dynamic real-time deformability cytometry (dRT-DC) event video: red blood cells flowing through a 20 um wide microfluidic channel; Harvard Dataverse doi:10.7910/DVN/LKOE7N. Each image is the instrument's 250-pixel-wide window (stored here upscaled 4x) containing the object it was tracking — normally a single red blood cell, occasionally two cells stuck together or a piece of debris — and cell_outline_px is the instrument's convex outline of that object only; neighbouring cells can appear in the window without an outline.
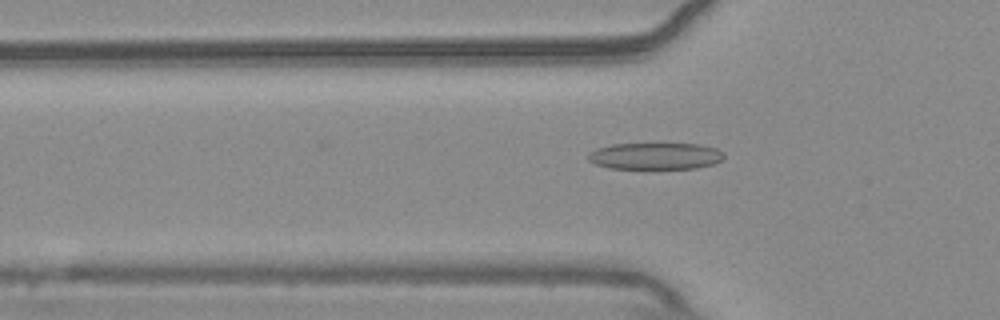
{"species": "common noctule bat (a hibernating species)", "species_latin": "Nyctalus noctula", "temperature_condition": "warm", "stored_images_in_passage": 51, "camera_frame_rate_fps": 3000, "um_per_image_px": 0.085, "animal": {"sex": "male", "body_mass_g": 20.4}, "frame": {"image": 1, "passage_image": 18, "time_ms": 5.667, "image_size_px": [1000, 320], "cell_outline_px": [[724, 156], [720, 160], [712, 164], [696, 168], [608, 168], [596, 164], [588, 160], [588, 152], [596, 148], [612, 144], [700, 144], [716, 148], [724, 152]], "centroid_in_image_um": [55.68, 13.25], "position_along_channel_um": 70.1, "area_um2": 21.04}}
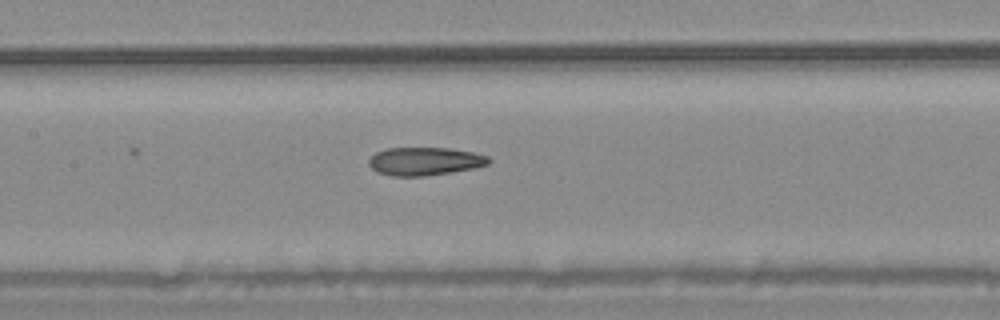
{"frame": {"image": 2, "passage_image": 26, "time_ms": 8.333, "image_size_px": [1000, 320], "cell_outline_px": [[492, 160], [488, 164], [472, 168], [452, 172], [424, 176], [392, 176], [376, 172], [368, 164], [368, 160], [376, 152], [388, 148], [452, 148], [472, 152], [488, 156]], "centroid_in_image_um": [36.09, 13.71], "position_along_channel_um": 171.3, "area_um2": 19.65}}
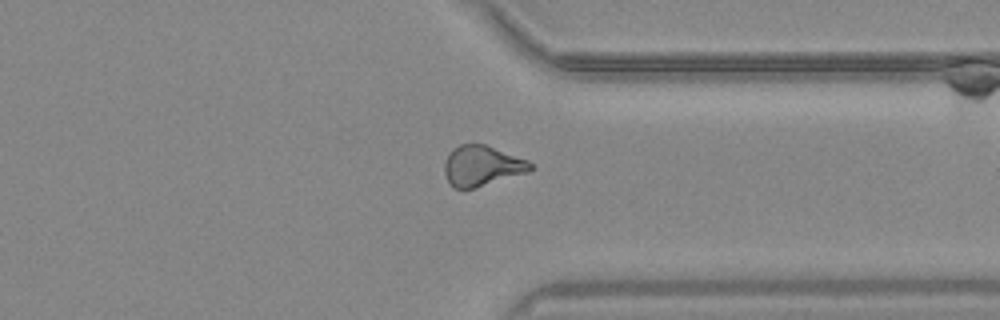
{"frame": {"image": 3, "passage_image": 42, "time_ms": 13.667, "image_size_px": [1000, 320], "cell_outline_px": [[536, 168], [528, 172], [476, 188], [456, 188], [448, 180], [444, 172], [444, 164], [448, 152], [452, 148], [460, 144], [484, 144], [528, 160]], "centroid_in_image_um": [40.97, 14.09], "position_along_channel_um": 370.4, "area_um2": 20.23}, "authors_computed_cell_mechanics": {"area_um2": 20.519, "velocity_mm_per_s": 3.7686, "shape_relaxation_time_tau1_ms": null, "shape_relaxation_time_tau2_ms": 2.9561, "deformation_change_tau1": null, "deformation_change_tau2": 0.1078}}